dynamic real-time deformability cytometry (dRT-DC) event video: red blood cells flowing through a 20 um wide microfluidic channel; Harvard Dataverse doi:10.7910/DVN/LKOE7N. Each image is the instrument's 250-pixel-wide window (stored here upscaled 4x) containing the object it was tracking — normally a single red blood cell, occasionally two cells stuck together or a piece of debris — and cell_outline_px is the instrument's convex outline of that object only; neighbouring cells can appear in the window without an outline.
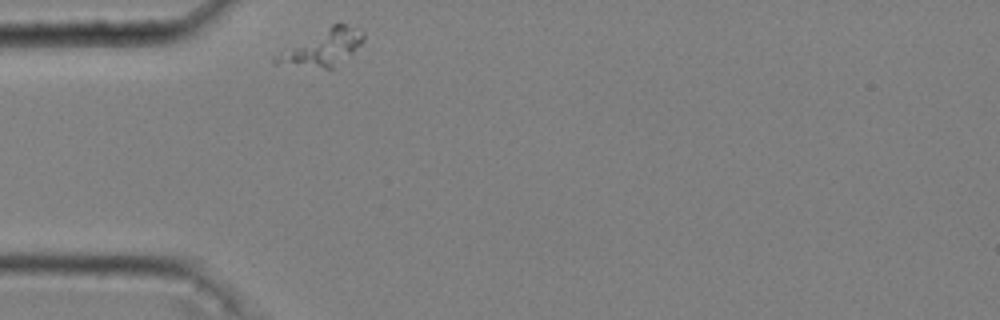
{"species": "common noctule bat (a hibernating species)", "species_latin": "Nyctalus noctula", "temperature_condition": "cold", "stored_images_in_passage": 32, "camera_frame_rate_fps": 3000, "um_per_image_px": 0.085, "animal": {"sex": "male", "body_mass_g": 20.4}, "frame": {"image": 1, "passage_image": 1, "time_ms": 0.0, "image_size_px": [1000, 320], "cell_outline_px": [[364, 40], [352, 56], [332, 68], [324, 68], [272, 64], [272, 60], [280, 52], [332, 24], [344, 24], [360, 28], [364, 32]], "centroid_in_image_um": [27.48, 4.07], "position_along_channel_um": 57.5, "area_um2": 18.38}}
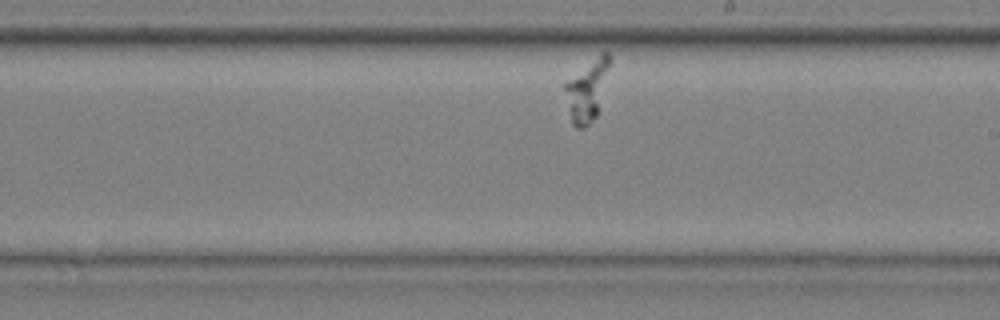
{"frame": {"image": 2, "passage_image": 19, "time_ms": 6.0, "image_size_px": [1000, 320], "cell_outline_px": [[612, 60], [596, 116], [584, 128], [576, 128], [572, 124], [564, 88], [564, 84], [600, 52], [608, 52], [612, 56]], "centroid_in_image_um": [49.93, 7.63], "position_along_channel_um": 239.1, "area_um2": 15.66}}
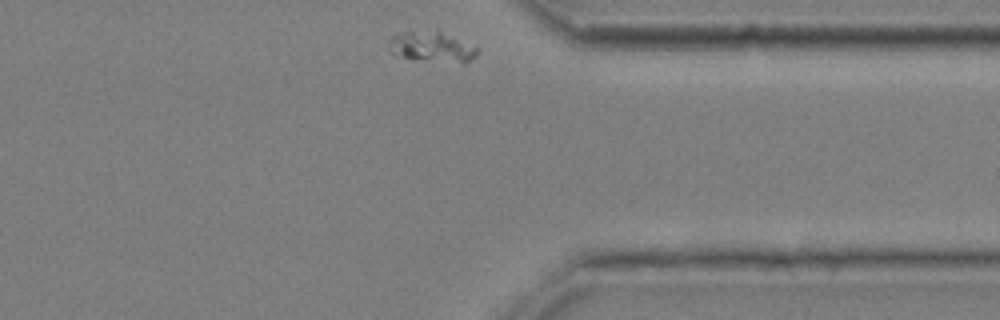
{"frame": {"image": 3, "passage_image": 32, "time_ms": 10.333, "image_size_px": [1000, 320], "cell_outline_px": [[480, 52], [476, 56], [468, 60], [412, 60], [400, 56], [392, 52], [388, 48], [392, 36], [404, 32], [436, 28], [480, 48]], "centroid_in_image_um": [36.7, 3.92], "position_along_channel_um": 374.7, "area_um2": 15.61}}